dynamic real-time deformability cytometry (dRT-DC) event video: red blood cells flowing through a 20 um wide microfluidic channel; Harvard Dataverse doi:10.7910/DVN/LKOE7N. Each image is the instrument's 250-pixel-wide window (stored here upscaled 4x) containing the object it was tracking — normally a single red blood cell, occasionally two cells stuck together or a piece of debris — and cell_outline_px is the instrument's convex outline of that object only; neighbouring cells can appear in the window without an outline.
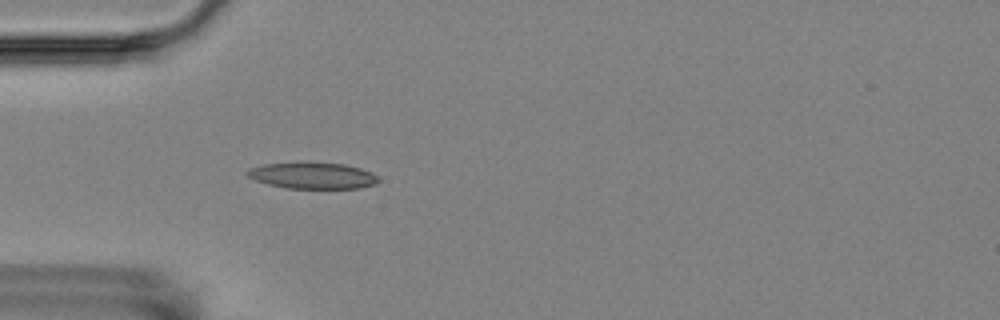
{"species": "Egyptian fruit bat (a non-hibernating species)", "species_latin": "Rousettus aegyptiacus", "temperature_condition": "room temperature", "stored_images_in_passage": 4, "camera_frame_rate_fps": 3000, "um_per_image_px": 0.085, "animal": {"sex": "female"}, "frame": {"image": 1, "passage_image": 4, "time_ms": 4.667, "image_size_px": [1000, 320], "cell_outline_px": [[380, 180], [376, 184], [360, 188], [284, 188], [268, 184], [256, 180], [248, 176], [244, 172], [248, 168], [264, 164], [296, 160], [300, 160], [344, 164], [360, 168], [372, 172], [380, 176]], "centroid_in_image_um": [26.56, 14.89], "position_along_channel_um": 58.4, "area_um2": 20.92}}